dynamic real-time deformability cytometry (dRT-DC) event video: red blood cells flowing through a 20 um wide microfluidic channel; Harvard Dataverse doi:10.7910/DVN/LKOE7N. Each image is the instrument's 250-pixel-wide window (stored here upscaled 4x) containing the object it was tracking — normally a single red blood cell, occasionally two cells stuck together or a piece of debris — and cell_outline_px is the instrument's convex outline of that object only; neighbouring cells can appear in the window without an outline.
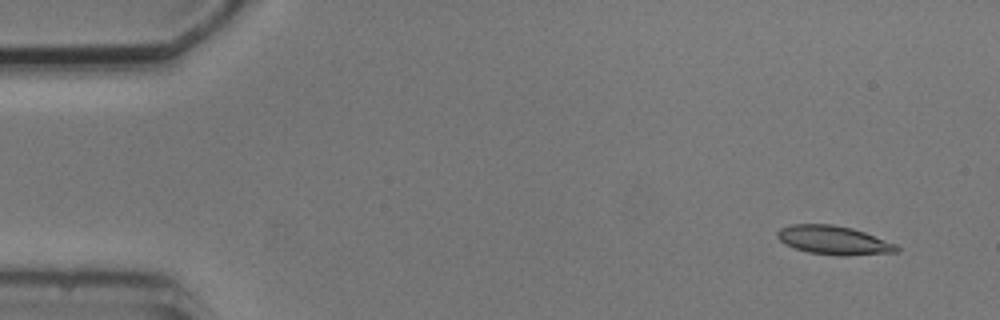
{"species": "common noctule bat (a hibernating species)", "species_latin": "Nyctalus noctula", "temperature_condition": "cold", "stored_images_in_passage": 4, "camera_frame_rate_fps": 3000, "um_per_image_px": 0.085, "animal": {"sex": "male", "body_mass_g": 20.5, "forearm_length_mm": 52.5}, "frame": {"image": 1, "passage_image": 1, "time_ms": 0.0, "image_size_px": [1000, 320], "cell_outline_px": [[900, 248], [896, 252], [848, 256], [836, 256], [808, 252], [784, 244], [776, 236], [776, 232], [780, 228], [788, 224], [832, 224], [852, 228], [864, 232], [896, 244]], "centroid_in_image_um": [70.83, 20.42], "position_along_channel_um": 14.2, "area_um2": 20.11}}
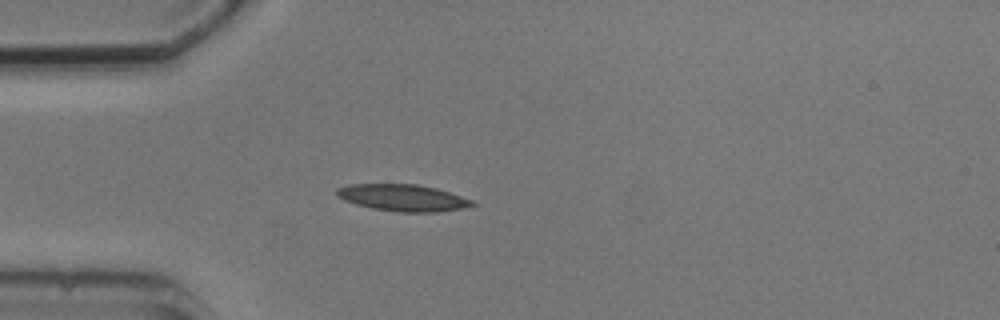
{"frame": {"image": 2, "passage_image": 4, "time_ms": 3.667, "image_size_px": [1000, 320], "cell_outline_px": [[476, 204], [464, 208], [440, 212], [400, 212], [372, 208], [356, 204], [344, 200], [336, 196], [336, 188], [352, 184], [416, 184], [436, 188], [472, 200]], "centroid_in_image_um": [34.23, 16.81], "position_along_channel_um": 50.8, "area_um2": 21.04}}